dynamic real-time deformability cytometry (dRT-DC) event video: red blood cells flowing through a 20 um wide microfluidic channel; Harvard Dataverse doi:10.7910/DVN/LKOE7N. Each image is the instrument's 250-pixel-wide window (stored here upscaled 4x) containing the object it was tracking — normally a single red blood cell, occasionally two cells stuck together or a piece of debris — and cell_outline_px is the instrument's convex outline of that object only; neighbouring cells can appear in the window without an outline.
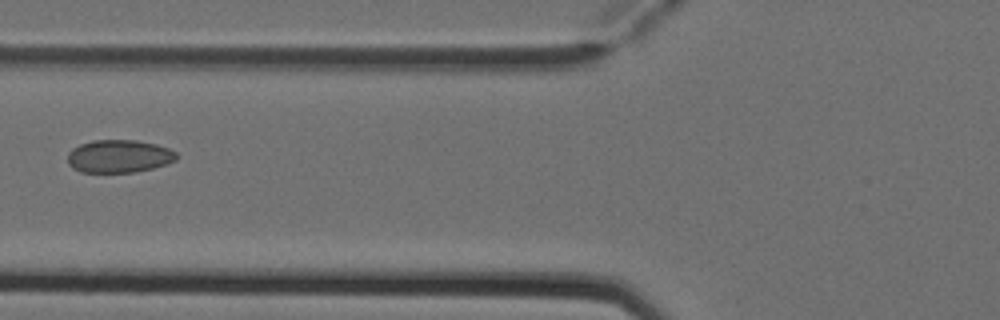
{"species": "Egyptian fruit bat (a non-hibernating species)", "species_latin": "Rousettus aegyptiacus", "temperature_condition": "cold", "stored_images_in_passage": 6, "camera_frame_rate_fps": 3000, "um_per_image_px": 0.085, "animal": {"sex": "female"}, "frame": {"image": 1, "passage_image": 6, "time_ms": 1.667, "image_size_px": [1000, 320], "cell_outline_px": [[176, 160], [152, 168], [136, 172], [80, 172], [72, 168], [68, 164], [68, 152], [72, 148], [80, 144], [92, 140], [136, 140], [156, 144], [168, 148], [176, 152]], "centroid_in_image_um": [10.07, 13.28], "position_along_channel_um": 115.7, "area_um2": 20.87}}